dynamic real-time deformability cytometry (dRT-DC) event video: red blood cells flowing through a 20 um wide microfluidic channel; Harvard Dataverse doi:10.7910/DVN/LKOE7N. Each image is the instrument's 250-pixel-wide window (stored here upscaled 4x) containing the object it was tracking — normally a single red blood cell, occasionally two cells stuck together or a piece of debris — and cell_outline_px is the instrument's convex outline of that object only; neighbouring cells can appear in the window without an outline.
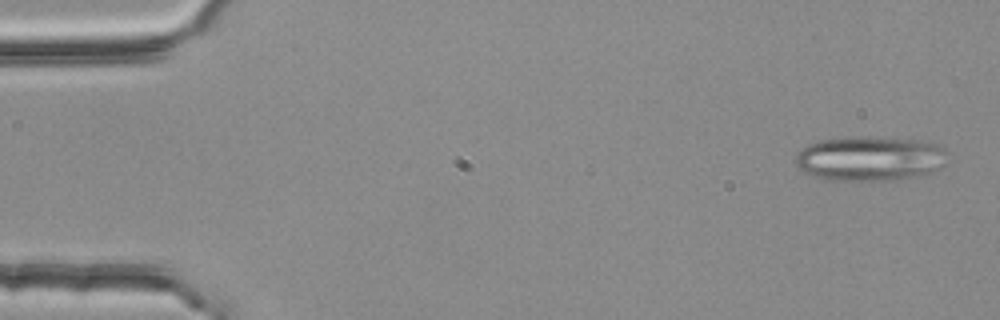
{"species": "common noctule bat (a hibernating species)", "species_latin": "Nyctalus noctula", "temperature_condition": "room temperature", "stored_images_in_passage": 2, "camera_frame_rate_fps": 3000, "um_per_image_px": 0.085, "animal": {"sex": "female", "body_mass_g": 25.1}, "frame": {"image": 1, "passage_image": 1, "time_ms": 0.0, "image_size_px": [1000, 320], "cell_outline_px": [[944, 164], [940, 168], [932, 172], [916, 176], [896, 180], [824, 180], [804, 172], [796, 164], [796, 152], [808, 144], [820, 140], [860, 136], [912, 140], [932, 144], [944, 148]], "centroid_in_image_um": [73.87, 13.49], "position_along_channel_um": 11.1, "area_um2": 39.19}}